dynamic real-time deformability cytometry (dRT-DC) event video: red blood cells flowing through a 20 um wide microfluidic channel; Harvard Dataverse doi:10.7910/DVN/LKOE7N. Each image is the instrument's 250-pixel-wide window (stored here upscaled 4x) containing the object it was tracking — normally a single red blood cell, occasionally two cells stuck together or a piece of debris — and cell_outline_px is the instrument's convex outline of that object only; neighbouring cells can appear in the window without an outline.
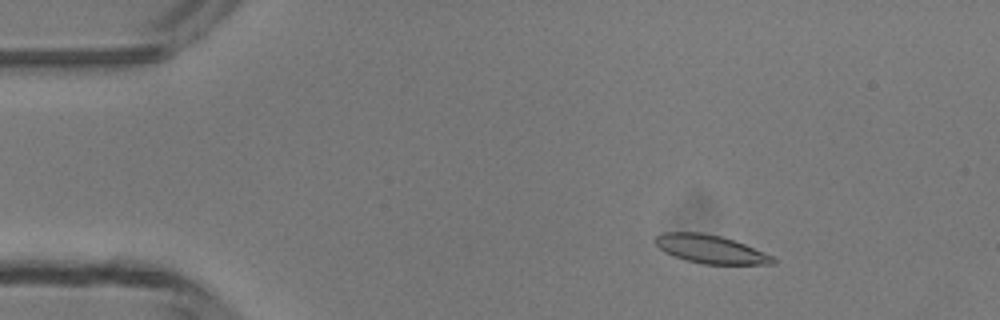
{"species": "common noctule bat (a hibernating species)", "species_latin": "Nyctalus noctula", "temperature_condition": "room temperature", "stored_images_in_passage": 4, "camera_frame_rate_fps": 3000, "um_per_image_px": 0.085, "animal": {"sex": "male", "body_mass_g": 13.3}, "frame": {"image": 1, "passage_image": 3, "time_ms": 2.333, "image_size_px": [1000, 320], "cell_outline_px": [[776, 264], [700, 264], [684, 260], [672, 256], [664, 252], [652, 240], [660, 232], [700, 232], [720, 236], [744, 244], [772, 256], [776, 260]], "centroid_in_image_um": [60.32, 21.18], "position_along_channel_um": 24.7, "area_um2": 19.48}}